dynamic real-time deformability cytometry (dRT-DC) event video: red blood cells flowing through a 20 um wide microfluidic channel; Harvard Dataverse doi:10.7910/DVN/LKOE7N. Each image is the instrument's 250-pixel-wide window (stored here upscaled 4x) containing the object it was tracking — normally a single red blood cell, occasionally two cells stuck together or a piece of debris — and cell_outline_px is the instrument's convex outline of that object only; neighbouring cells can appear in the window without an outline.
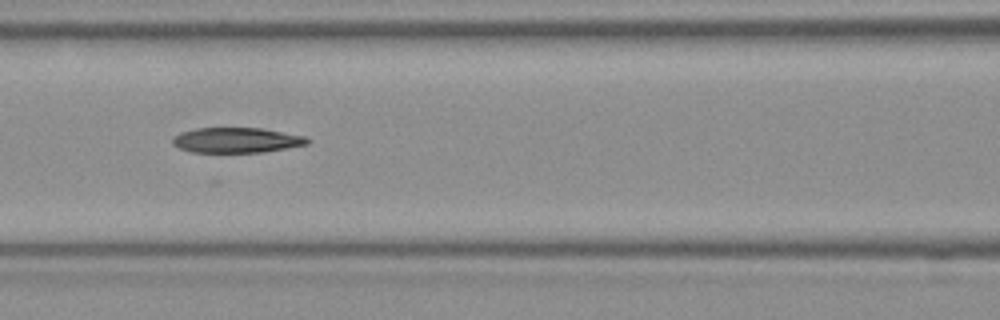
{"species": "Egyptian fruit bat (a non-hibernating species)", "species_latin": "Rousettus aegyptiacus", "temperature_condition": "room temperature", "stored_images_in_passage": 26, "camera_frame_rate_fps": 3000, "um_per_image_px": 0.085, "frame": {"image": 1, "passage_image": 10, "time_ms": 3.0, "image_size_px": [1000, 320], "cell_outline_px": [[312, 140], [308, 144], [260, 152], [192, 152], [180, 148], [172, 144], [172, 136], [180, 132], [196, 128], [260, 128], [304, 136]], "centroid_in_image_um": [20.06, 11.91], "position_along_channel_um": 146.5, "area_um2": 19.65}}
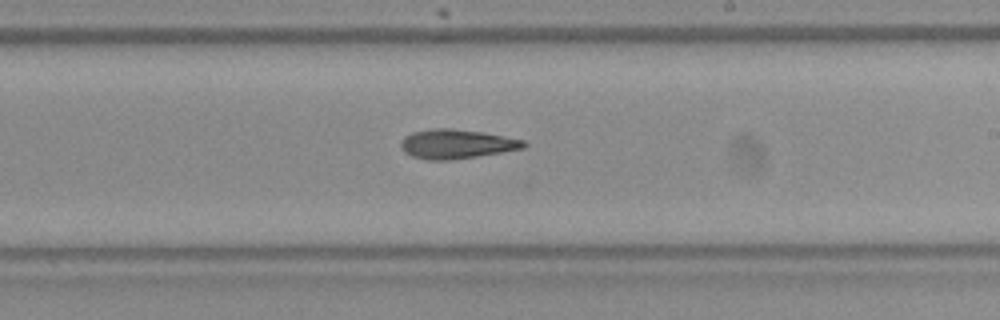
{"frame": {"image": 2, "passage_image": 18, "time_ms": 5.667, "image_size_px": [1000, 320], "cell_outline_px": [[528, 144], [524, 148], [476, 156], [448, 160], [428, 160], [412, 156], [404, 152], [400, 148], [400, 140], [404, 136], [412, 132], [436, 128], [448, 128], [484, 132], [524, 140]], "centroid_in_image_um": [38.77, 12.23], "position_along_channel_um": 250.2, "area_um2": 20.92}}
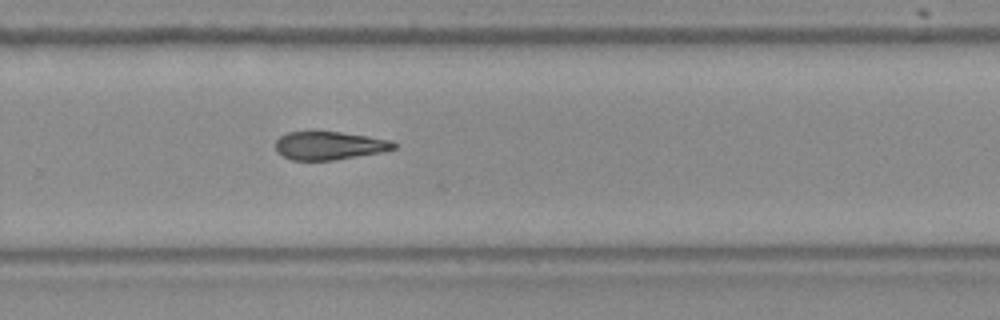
{"frame": {"image": 3, "passage_image": 22, "time_ms": 7.0, "image_size_px": [1000, 320], "cell_outline_px": [[396, 148], [384, 152], [332, 160], [292, 160], [276, 152], [276, 140], [280, 136], [288, 132], [340, 132], [368, 136], [392, 140], [396, 144]], "centroid_in_image_um": [28.01, 12.38], "position_along_channel_um": 301.8, "area_um2": 19.42}}